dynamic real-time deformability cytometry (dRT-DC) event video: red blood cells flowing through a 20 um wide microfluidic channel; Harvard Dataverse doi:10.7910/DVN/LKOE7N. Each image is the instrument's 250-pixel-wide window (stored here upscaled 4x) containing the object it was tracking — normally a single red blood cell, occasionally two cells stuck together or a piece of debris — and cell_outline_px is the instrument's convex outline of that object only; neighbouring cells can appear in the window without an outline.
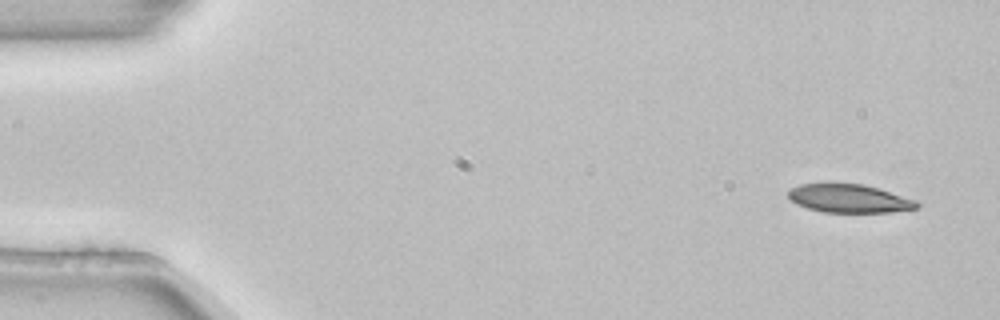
{"species": "common noctule bat (a hibernating species)", "species_latin": "Nyctalus noctula", "temperature_condition": "room temperature", "stored_images_in_passage": 3, "camera_frame_rate_fps": 3000, "um_per_image_px": 0.085, "animal": {"sex": "female", "body_mass_g": 22.7, "forearm_length_mm": 54.2}, "frame": {"image": 1, "passage_image": 1, "time_ms": 0.0, "image_size_px": [1000, 320], "cell_outline_px": [[920, 208], [892, 212], [824, 212], [808, 208], [796, 204], [788, 196], [788, 192], [792, 188], [800, 184], [864, 184], [880, 188], [916, 200], [920, 204]], "centroid_in_image_um": [72.24, 16.88], "position_along_channel_um": 12.8, "area_um2": 21.21}}
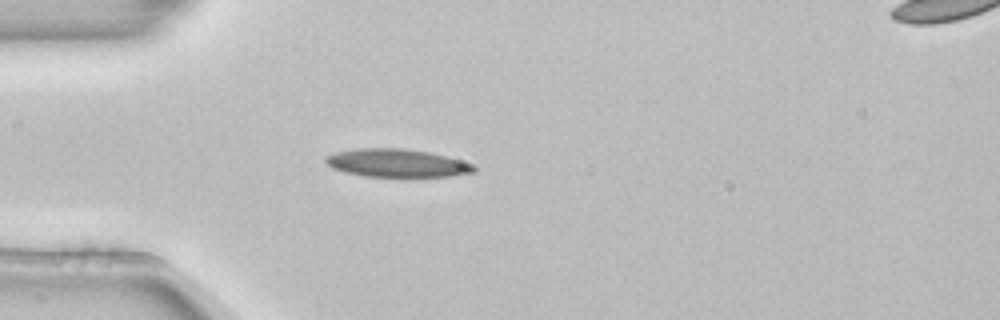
{"frame": {"image": 2, "passage_image": 3, "time_ms": 0.667, "image_size_px": [1000, 320], "cell_outline_px": [[476, 172], [452, 176], [364, 176], [344, 172], [332, 168], [324, 160], [324, 156], [336, 152], [360, 148], [404, 148], [428, 152], [444, 156], [472, 164], [476, 168]], "centroid_in_image_um": [33.7, 13.86], "position_along_channel_um": 51.3, "area_um2": 24.04}}